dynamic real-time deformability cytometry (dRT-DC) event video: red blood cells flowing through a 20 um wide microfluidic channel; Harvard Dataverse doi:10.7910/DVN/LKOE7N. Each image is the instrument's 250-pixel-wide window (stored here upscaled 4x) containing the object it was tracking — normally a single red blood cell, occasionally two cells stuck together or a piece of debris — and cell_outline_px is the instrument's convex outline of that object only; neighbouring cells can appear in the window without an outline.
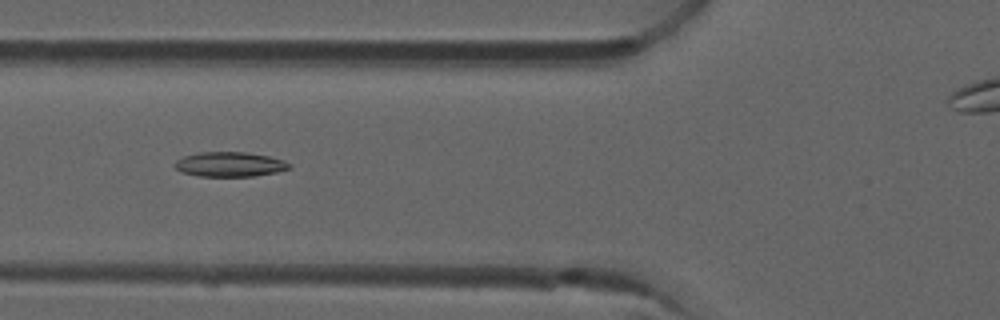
{"species": "common noctule bat (a hibernating species)", "species_latin": "Nyctalus noctula", "temperature_condition": "room temperature", "stored_images_in_passage": 37, "camera_frame_rate_fps": 3000, "um_per_image_px": 0.085, "animal": {"sex": "male", "forearm_length_mm": 52.5}, "frame": {"image": 1, "passage_image": 10, "time_ms": 3.0, "image_size_px": [1000, 320], "cell_outline_px": [[292, 168], [276, 172], [252, 176], [200, 176], [180, 172], [176, 168], [176, 160], [184, 156], [200, 152], [244, 152], [268, 156], [284, 160], [292, 164]], "centroid_in_image_um": [19.56, 13.97], "position_along_channel_um": 106.2, "area_um2": 16.42}}
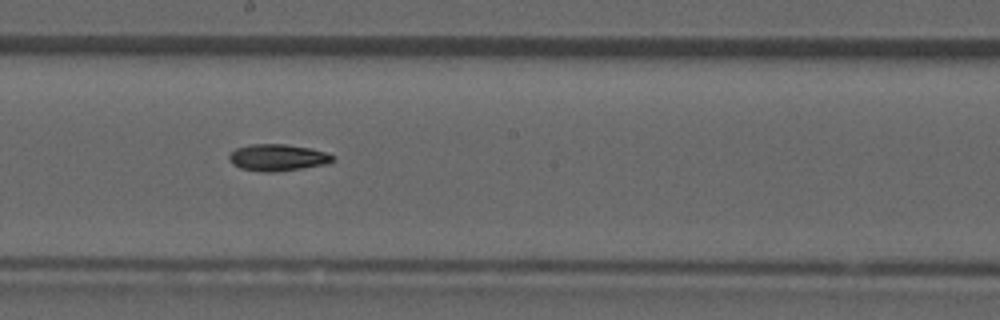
{"frame": {"image": 2, "passage_image": 19, "time_ms": 6.0, "image_size_px": [1000, 320], "cell_outline_px": [[336, 156], [328, 164], [272, 172], [264, 172], [240, 168], [232, 164], [228, 160], [228, 156], [236, 148], [252, 144], [288, 144], [312, 148], [328, 152]], "centroid_in_image_um": [23.62, 13.38], "position_along_channel_um": 224.6, "area_um2": 16.24}}
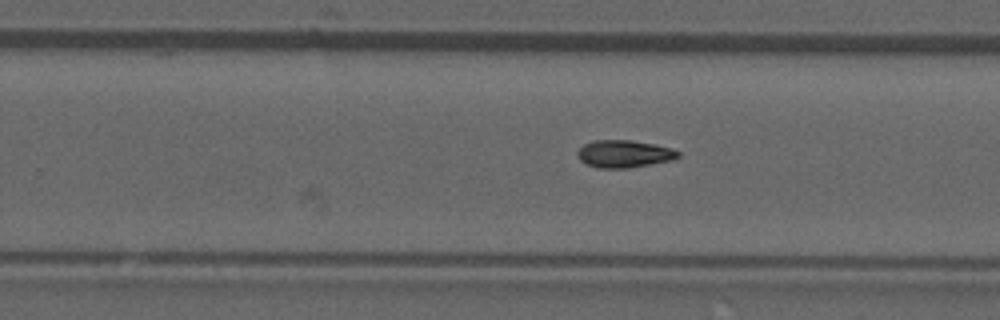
{"frame": {"image": 3, "passage_image": 23, "time_ms": 7.333, "image_size_px": [1000, 320], "cell_outline_px": [[680, 156], [672, 160], [628, 168], [600, 168], [588, 164], [580, 160], [576, 152], [584, 144], [592, 140], [628, 140], [652, 144], [672, 148], [680, 152]], "centroid_in_image_um": [53.05, 13.07], "position_along_channel_um": 276.8, "area_um2": 15.95}}